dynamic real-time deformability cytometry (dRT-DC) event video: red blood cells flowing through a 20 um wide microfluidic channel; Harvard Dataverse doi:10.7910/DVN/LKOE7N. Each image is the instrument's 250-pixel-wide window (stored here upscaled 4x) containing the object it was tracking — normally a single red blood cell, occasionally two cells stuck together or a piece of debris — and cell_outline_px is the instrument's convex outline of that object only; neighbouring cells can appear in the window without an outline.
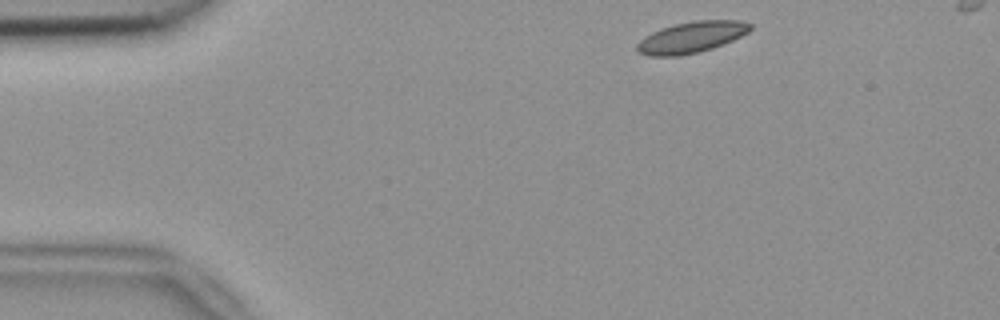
{"species": "common noctule bat (a hibernating species)", "species_latin": "Nyctalus noctula", "temperature_condition": "room temperature", "stored_images_in_passage": 10, "camera_frame_rate_fps": 3000, "um_per_image_px": 0.085, "animal": {"sex": "female", "body_mass_g": 18.4}, "frame": {"image": 1, "passage_image": 2, "time_ms": 0.333, "image_size_px": [1000, 320], "cell_outline_px": [[752, 28], [748, 32], [724, 44], [712, 48], [680, 56], [648, 56], [640, 52], [636, 48], [636, 44], [644, 36], [660, 28], [676, 24], [696, 20], [740, 20], [752, 24]], "centroid_in_image_um": [58.76, 3.16], "position_along_channel_um": 26.2, "area_um2": 20.52}}